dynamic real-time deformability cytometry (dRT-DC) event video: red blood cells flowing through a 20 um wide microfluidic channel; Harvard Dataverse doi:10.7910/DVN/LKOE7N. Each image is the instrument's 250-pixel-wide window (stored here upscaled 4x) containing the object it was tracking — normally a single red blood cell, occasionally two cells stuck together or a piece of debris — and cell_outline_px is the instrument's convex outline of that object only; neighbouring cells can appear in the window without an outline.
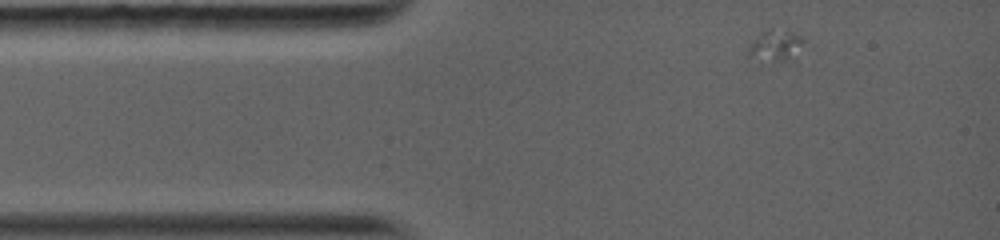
{"species": "common noctule bat (a hibernating species)", "species_latin": "Nyctalus noctula", "temperature_condition": "warm", "stored_images_in_passage": 5, "camera_frame_rate_fps": 5000, "um_per_image_px": 0.085, "animal": {"sex": "female", "body_mass_g": 19.0, "forearm_length_mm": 56.7}, "frame": {"image": 1, "passage_image": 1, "time_ms": 0.0, "image_size_px": [1000, 240], "cell_outline_px": [[804, 40], [796, 60], [760, 68], [748, 56], [748, 48], [760, 32], [764, 28], [772, 28], [788, 32], [800, 36]], "centroid_in_image_um": [65.85, 4.05], "position_along_channel_um": 19.2, "area_um2": 11.44}}